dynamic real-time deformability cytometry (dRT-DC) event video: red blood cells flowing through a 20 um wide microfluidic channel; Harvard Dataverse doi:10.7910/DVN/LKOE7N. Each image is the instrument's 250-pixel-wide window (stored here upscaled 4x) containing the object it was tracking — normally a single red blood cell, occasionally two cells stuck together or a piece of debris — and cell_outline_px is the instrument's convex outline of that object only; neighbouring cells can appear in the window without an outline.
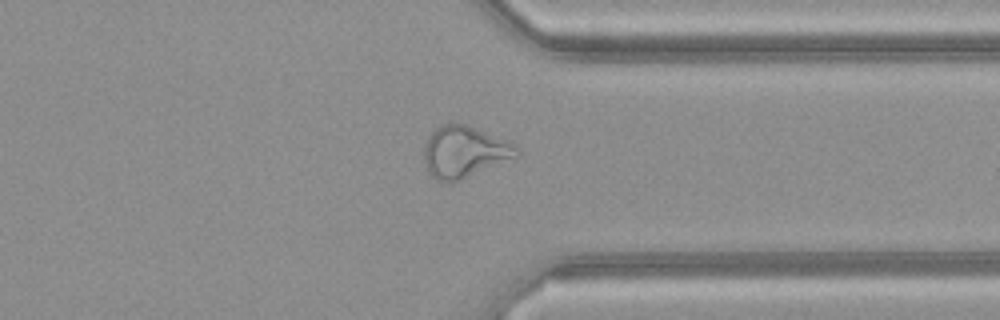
{"species": "common noctule bat (a hibernating species)", "species_latin": "Nyctalus noctula", "temperature_condition": "warm", "stored_images_in_passage": 49, "camera_frame_rate_fps": 3000, "um_per_image_px": 0.085, "animal": {"sex": "female", "body_mass_g": 21.9}, "frame": {"image": 1, "passage_image": 38, "time_ms": 12.333, "image_size_px": [1000, 320], "cell_outline_px": [[520, 152], [516, 156], [460, 180], [448, 184], [436, 180], [428, 172], [424, 160], [424, 148], [432, 132], [440, 124], [468, 124], [512, 140], [520, 148]], "centroid_in_image_um": [39.5, 12.89], "position_along_channel_um": 371.9, "area_um2": 28.09}}
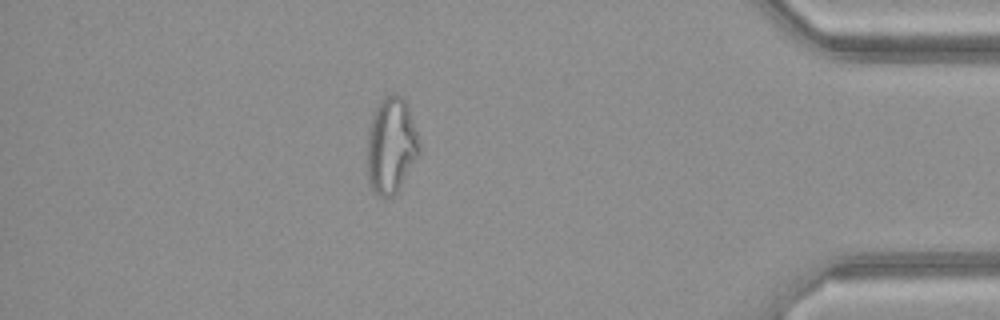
{"frame": {"image": 2, "passage_image": 43, "time_ms": 14.0, "image_size_px": [1000, 320], "cell_outline_px": [[420, 152], [400, 188], [392, 196], [380, 196], [372, 188], [368, 180], [368, 132], [372, 116], [380, 100], [392, 92], [400, 96], [408, 104], [420, 144]], "centroid_in_image_um": [33.26, 12.34], "position_along_channel_um": 401.9, "area_um2": 28.96}, "authors_computed_cell_mechanics": {"area_um2": 29.8826, "velocity_mm_per_s": 4.2121, "shape_relaxation_time_tau1_ms": null, "shape_relaxation_time_tau2_ms": 2.0882, "deformation_change_tau1": null, "deformation_change_tau2": 0.1259}}